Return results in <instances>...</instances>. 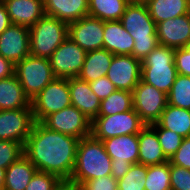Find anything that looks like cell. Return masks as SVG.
Returning a JSON list of instances; mask_svg holds the SVG:
<instances>
[{
    "label": "cell",
    "mask_w": 190,
    "mask_h": 190,
    "mask_svg": "<svg viewBox=\"0 0 190 190\" xmlns=\"http://www.w3.org/2000/svg\"><path fill=\"white\" fill-rule=\"evenodd\" d=\"M79 139L53 131L35 122L24 145V155L40 172L70 180L73 173Z\"/></svg>",
    "instance_id": "6da1fadb"
},
{
    "label": "cell",
    "mask_w": 190,
    "mask_h": 190,
    "mask_svg": "<svg viewBox=\"0 0 190 190\" xmlns=\"http://www.w3.org/2000/svg\"><path fill=\"white\" fill-rule=\"evenodd\" d=\"M111 165L112 159L105 151L101 140L92 135L81 138L70 180L80 186L90 179L111 175Z\"/></svg>",
    "instance_id": "7a4b0ae2"
},
{
    "label": "cell",
    "mask_w": 190,
    "mask_h": 190,
    "mask_svg": "<svg viewBox=\"0 0 190 190\" xmlns=\"http://www.w3.org/2000/svg\"><path fill=\"white\" fill-rule=\"evenodd\" d=\"M120 22L134 40L132 56L143 60L159 43L147 5L128 4Z\"/></svg>",
    "instance_id": "3957f363"
},
{
    "label": "cell",
    "mask_w": 190,
    "mask_h": 190,
    "mask_svg": "<svg viewBox=\"0 0 190 190\" xmlns=\"http://www.w3.org/2000/svg\"><path fill=\"white\" fill-rule=\"evenodd\" d=\"M175 49L158 44L141 60V81L169 94L177 76Z\"/></svg>",
    "instance_id": "277c9868"
},
{
    "label": "cell",
    "mask_w": 190,
    "mask_h": 190,
    "mask_svg": "<svg viewBox=\"0 0 190 190\" xmlns=\"http://www.w3.org/2000/svg\"><path fill=\"white\" fill-rule=\"evenodd\" d=\"M29 34L30 54L49 59L68 37V23L45 14L29 28Z\"/></svg>",
    "instance_id": "5b68a950"
},
{
    "label": "cell",
    "mask_w": 190,
    "mask_h": 190,
    "mask_svg": "<svg viewBox=\"0 0 190 190\" xmlns=\"http://www.w3.org/2000/svg\"><path fill=\"white\" fill-rule=\"evenodd\" d=\"M14 74L30 101L56 78L48 58L31 54L15 64Z\"/></svg>",
    "instance_id": "8992f818"
},
{
    "label": "cell",
    "mask_w": 190,
    "mask_h": 190,
    "mask_svg": "<svg viewBox=\"0 0 190 190\" xmlns=\"http://www.w3.org/2000/svg\"><path fill=\"white\" fill-rule=\"evenodd\" d=\"M145 126L133 108L114 115L97 116L91 123V135L102 141L115 136L138 134Z\"/></svg>",
    "instance_id": "52a82bcc"
},
{
    "label": "cell",
    "mask_w": 190,
    "mask_h": 190,
    "mask_svg": "<svg viewBox=\"0 0 190 190\" xmlns=\"http://www.w3.org/2000/svg\"><path fill=\"white\" fill-rule=\"evenodd\" d=\"M71 105L69 78H55L31 100L35 122Z\"/></svg>",
    "instance_id": "ba28073f"
},
{
    "label": "cell",
    "mask_w": 190,
    "mask_h": 190,
    "mask_svg": "<svg viewBox=\"0 0 190 190\" xmlns=\"http://www.w3.org/2000/svg\"><path fill=\"white\" fill-rule=\"evenodd\" d=\"M133 94V108L140 116V119L150 125L156 123L168 104L167 94L156 87L139 81Z\"/></svg>",
    "instance_id": "9c48e42d"
},
{
    "label": "cell",
    "mask_w": 190,
    "mask_h": 190,
    "mask_svg": "<svg viewBox=\"0 0 190 190\" xmlns=\"http://www.w3.org/2000/svg\"><path fill=\"white\" fill-rule=\"evenodd\" d=\"M41 123L48 129L81 138L91 135L92 121L73 105L51 113Z\"/></svg>",
    "instance_id": "30bf717a"
},
{
    "label": "cell",
    "mask_w": 190,
    "mask_h": 190,
    "mask_svg": "<svg viewBox=\"0 0 190 190\" xmlns=\"http://www.w3.org/2000/svg\"><path fill=\"white\" fill-rule=\"evenodd\" d=\"M86 53L68 36L49 58L54 76L67 79L78 77L84 64Z\"/></svg>",
    "instance_id": "8fae6325"
},
{
    "label": "cell",
    "mask_w": 190,
    "mask_h": 190,
    "mask_svg": "<svg viewBox=\"0 0 190 190\" xmlns=\"http://www.w3.org/2000/svg\"><path fill=\"white\" fill-rule=\"evenodd\" d=\"M35 123L32 107L0 110V140L26 143Z\"/></svg>",
    "instance_id": "7c38bea8"
},
{
    "label": "cell",
    "mask_w": 190,
    "mask_h": 190,
    "mask_svg": "<svg viewBox=\"0 0 190 190\" xmlns=\"http://www.w3.org/2000/svg\"><path fill=\"white\" fill-rule=\"evenodd\" d=\"M104 21L92 16H84L68 23V36L84 51L103 48Z\"/></svg>",
    "instance_id": "4fadbf2b"
},
{
    "label": "cell",
    "mask_w": 190,
    "mask_h": 190,
    "mask_svg": "<svg viewBox=\"0 0 190 190\" xmlns=\"http://www.w3.org/2000/svg\"><path fill=\"white\" fill-rule=\"evenodd\" d=\"M141 60L132 55H113L107 78L117 90L132 92L141 80Z\"/></svg>",
    "instance_id": "5bb4252c"
},
{
    "label": "cell",
    "mask_w": 190,
    "mask_h": 190,
    "mask_svg": "<svg viewBox=\"0 0 190 190\" xmlns=\"http://www.w3.org/2000/svg\"><path fill=\"white\" fill-rule=\"evenodd\" d=\"M30 54L29 28L11 24L0 34V55L14 65Z\"/></svg>",
    "instance_id": "9a60e30c"
},
{
    "label": "cell",
    "mask_w": 190,
    "mask_h": 190,
    "mask_svg": "<svg viewBox=\"0 0 190 190\" xmlns=\"http://www.w3.org/2000/svg\"><path fill=\"white\" fill-rule=\"evenodd\" d=\"M158 43L173 49L190 46V13L156 24Z\"/></svg>",
    "instance_id": "2e32d148"
},
{
    "label": "cell",
    "mask_w": 190,
    "mask_h": 190,
    "mask_svg": "<svg viewBox=\"0 0 190 190\" xmlns=\"http://www.w3.org/2000/svg\"><path fill=\"white\" fill-rule=\"evenodd\" d=\"M11 23L30 28L45 15L43 0H5Z\"/></svg>",
    "instance_id": "e0dca14e"
},
{
    "label": "cell",
    "mask_w": 190,
    "mask_h": 190,
    "mask_svg": "<svg viewBox=\"0 0 190 190\" xmlns=\"http://www.w3.org/2000/svg\"><path fill=\"white\" fill-rule=\"evenodd\" d=\"M71 104L93 121L100 110L101 100L93 93L88 82L78 77L69 78Z\"/></svg>",
    "instance_id": "ac0fdd59"
},
{
    "label": "cell",
    "mask_w": 190,
    "mask_h": 190,
    "mask_svg": "<svg viewBox=\"0 0 190 190\" xmlns=\"http://www.w3.org/2000/svg\"><path fill=\"white\" fill-rule=\"evenodd\" d=\"M103 48L113 55H132L133 37L120 20L104 21Z\"/></svg>",
    "instance_id": "d6986e66"
},
{
    "label": "cell",
    "mask_w": 190,
    "mask_h": 190,
    "mask_svg": "<svg viewBox=\"0 0 190 190\" xmlns=\"http://www.w3.org/2000/svg\"><path fill=\"white\" fill-rule=\"evenodd\" d=\"M102 143L112 161L124 162L126 160L131 164L138 163V134L115 136L102 140Z\"/></svg>",
    "instance_id": "ffe728a7"
},
{
    "label": "cell",
    "mask_w": 190,
    "mask_h": 190,
    "mask_svg": "<svg viewBox=\"0 0 190 190\" xmlns=\"http://www.w3.org/2000/svg\"><path fill=\"white\" fill-rule=\"evenodd\" d=\"M138 143L139 164L151 166L169 161L162 150L156 131L150 125H146L138 133Z\"/></svg>",
    "instance_id": "44dd1931"
},
{
    "label": "cell",
    "mask_w": 190,
    "mask_h": 190,
    "mask_svg": "<svg viewBox=\"0 0 190 190\" xmlns=\"http://www.w3.org/2000/svg\"><path fill=\"white\" fill-rule=\"evenodd\" d=\"M45 14L70 23L88 15V0H43Z\"/></svg>",
    "instance_id": "7402d4cb"
},
{
    "label": "cell",
    "mask_w": 190,
    "mask_h": 190,
    "mask_svg": "<svg viewBox=\"0 0 190 190\" xmlns=\"http://www.w3.org/2000/svg\"><path fill=\"white\" fill-rule=\"evenodd\" d=\"M31 107V101L24 93L16 75L0 79V110Z\"/></svg>",
    "instance_id": "603a6c76"
},
{
    "label": "cell",
    "mask_w": 190,
    "mask_h": 190,
    "mask_svg": "<svg viewBox=\"0 0 190 190\" xmlns=\"http://www.w3.org/2000/svg\"><path fill=\"white\" fill-rule=\"evenodd\" d=\"M112 58L113 54L104 48L88 51L78 78L89 83L106 76Z\"/></svg>",
    "instance_id": "cb8c5ba5"
},
{
    "label": "cell",
    "mask_w": 190,
    "mask_h": 190,
    "mask_svg": "<svg viewBox=\"0 0 190 190\" xmlns=\"http://www.w3.org/2000/svg\"><path fill=\"white\" fill-rule=\"evenodd\" d=\"M37 171L33 163L23 154L6 169L4 190H25Z\"/></svg>",
    "instance_id": "d4e9b609"
},
{
    "label": "cell",
    "mask_w": 190,
    "mask_h": 190,
    "mask_svg": "<svg viewBox=\"0 0 190 190\" xmlns=\"http://www.w3.org/2000/svg\"><path fill=\"white\" fill-rule=\"evenodd\" d=\"M146 5L156 24L190 13V0H150Z\"/></svg>",
    "instance_id": "484cf974"
},
{
    "label": "cell",
    "mask_w": 190,
    "mask_h": 190,
    "mask_svg": "<svg viewBox=\"0 0 190 190\" xmlns=\"http://www.w3.org/2000/svg\"><path fill=\"white\" fill-rule=\"evenodd\" d=\"M157 123L183 138L190 137V110L167 104Z\"/></svg>",
    "instance_id": "4316f807"
},
{
    "label": "cell",
    "mask_w": 190,
    "mask_h": 190,
    "mask_svg": "<svg viewBox=\"0 0 190 190\" xmlns=\"http://www.w3.org/2000/svg\"><path fill=\"white\" fill-rule=\"evenodd\" d=\"M127 0H88V15L102 21L120 20Z\"/></svg>",
    "instance_id": "83f0119b"
},
{
    "label": "cell",
    "mask_w": 190,
    "mask_h": 190,
    "mask_svg": "<svg viewBox=\"0 0 190 190\" xmlns=\"http://www.w3.org/2000/svg\"><path fill=\"white\" fill-rule=\"evenodd\" d=\"M133 109V94L125 90H116L107 98L101 100L97 116L114 115Z\"/></svg>",
    "instance_id": "f1b7e54d"
},
{
    "label": "cell",
    "mask_w": 190,
    "mask_h": 190,
    "mask_svg": "<svg viewBox=\"0 0 190 190\" xmlns=\"http://www.w3.org/2000/svg\"><path fill=\"white\" fill-rule=\"evenodd\" d=\"M145 190H171L169 161L147 166Z\"/></svg>",
    "instance_id": "f546056e"
},
{
    "label": "cell",
    "mask_w": 190,
    "mask_h": 190,
    "mask_svg": "<svg viewBox=\"0 0 190 190\" xmlns=\"http://www.w3.org/2000/svg\"><path fill=\"white\" fill-rule=\"evenodd\" d=\"M167 100L169 105L190 110V76L177 74Z\"/></svg>",
    "instance_id": "4dcf8cb0"
},
{
    "label": "cell",
    "mask_w": 190,
    "mask_h": 190,
    "mask_svg": "<svg viewBox=\"0 0 190 190\" xmlns=\"http://www.w3.org/2000/svg\"><path fill=\"white\" fill-rule=\"evenodd\" d=\"M147 166L132 164L130 170L118 180V190H145Z\"/></svg>",
    "instance_id": "1f68e13d"
},
{
    "label": "cell",
    "mask_w": 190,
    "mask_h": 190,
    "mask_svg": "<svg viewBox=\"0 0 190 190\" xmlns=\"http://www.w3.org/2000/svg\"><path fill=\"white\" fill-rule=\"evenodd\" d=\"M150 126L156 131L165 156L170 159L181 146L183 137L174 131L162 128L157 122L150 124Z\"/></svg>",
    "instance_id": "d6a6232c"
},
{
    "label": "cell",
    "mask_w": 190,
    "mask_h": 190,
    "mask_svg": "<svg viewBox=\"0 0 190 190\" xmlns=\"http://www.w3.org/2000/svg\"><path fill=\"white\" fill-rule=\"evenodd\" d=\"M24 154V146L11 140H0V168L7 169Z\"/></svg>",
    "instance_id": "836d02e7"
},
{
    "label": "cell",
    "mask_w": 190,
    "mask_h": 190,
    "mask_svg": "<svg viewBox=\"0 0 190 190\" xmlns=\"http://www.w3.org/2000/svg\"><path fill=\"white\" fill-rule=\"evenodd\" d=\"M60 181L56 175L37 171L25 190H53Z\"/></svg>",
    "instance_id": "e575fe53"
},
{
    "label": "cell",
    "mask_w": 190,
    "mask_h": 190,
    "mask_svg": "<svg viewBox=\"0 0 190 190\" xmlns=\"http://www.w3.org/2000/svg\"><path fill=\"white\" fill-rule=\"evenodd\" d=\"M171 190H190V170L170 164Z\"/></svg>",
    "instance_id": "d590c367"
},
{
    "label": "cell",
    "mask_w": 190,
    "mask_h": 190,
    "mask_svg": "<svg viewBox=\"0 0 190 190\" xmlns=\"http://www.w3.org/2000/svg\"><path fill=\"white\" fill-rule=\"evenodd\" d=\"M80 190H118V181L112 175L90 179L80 185Z\"/></svg>",
    "instance_id": "8d00e7d4"
},
{
    "label": "cell",
    "mask_w": 190,
    "mask_h": 190,
    "mask_svg": "<svg viewBox=\"0 0 190 190\" xmlns=\"http://www.w3.org/2000/svg\"><path fill=\"white\" fill-rule=\"evenodd\" d=\"M169 163L190 170V137L183 138L181 146L170 157Z\"/></svg>",
    "instance_id": "74e56055"
},
{
    "label": "cell",
    "mask_w": 190,
    "mask_h": 190,
    "mask_svg": "<svg viewBox=\"0 0 190 190\" xmlns=\"http://www.w3.org/2000/svg\"><path fill=\"white\" fill-rule=\"evenodd\" d=\"M174 63L178 74L190 76V46L175 49Z\"/></svg>",
    "instance_id": "f35d334b"
},
{
    "label": "cell",
    "mask_w": 190,
    "mask_h": 190,
    "mask_svg": "<svg viewBox=\"0 0 190 190\" xmlns=\"http://www.w3.org/2000/svg\"><path fill=\"white\" fill-rule=\"evenodd\" d=\"M89 85L99 100L107 98L111 93L117 90L114 84L107 78V76H103L97 80L91 81L89 82Z\"/></svg>",
    "instance_id": "ab89813d"
},
{
    "label": "cell",
    "mask_w": 190,
    "mask_h": 190,
    "mask_svg": "<svg viewBox=\"0 0 190 190\" xmlns=\"http://www.w3.org/2000/svg\"><path fill=\"white\" fill-rule=\"evenodd\" d=\"M131 166L132 164L126 160L124 162L112 161L111 175L118 181L130 170Z\"/></svg>",
    "instance_id": "60d3db41"
},
{
    "label": "cell",
    "mask_w": 190,
    "mask_h": 190,
    "mask_svg": "<svg viewBox=\"0 0 190 190\" xmlns=\"http://www.w3.org/2000/svg\"><path fill=\"white\" fill-rule=\"evenodd\" d=\"M15 65L0 55V79L8 78L14 74Z\"/></svg>",
    "instance_id": "b9f144b4"
},
{
    "label": "cell",
    "mask_w": 190,
    "mask_h": 190,
    "mask_svg": "<svg viewBox=\"0 0 190 190\" xmlns=\"http://www.w3.org/2000/svg\"><path fill=\"white\" fill-rule=\"evenodd\" d=\"M10 17L3 2H0V34L11 25Z\"/></svg>",
    "instance_id": "7bdbcfd3"
},
{
    "label": "cell",
    "mask_w": 190,
    "mask_h": 190,
    "mask_svg": "<svg viewBox=\"0 0 190 190\" xmlns=\"http://www.w3.org/2000/svg\"><path fill=\"white\" fill-rule=\"evenodd\" d=\"M53 190H80V186L71 180H61Z\"/></svg>",
    "instance_id": "ee69618b"
},
{
    "label": "cell",
    "mask_w": 190,
    "mask_h": 190,
    "mask_svg": "<svg viewBox=\"0 0 190 190\" xmlns=\"http://www.w3.org/2000/svg\"><path fill=\"white\" fill-rule=\"evenodd\" d=\"M6 169L0 168V190H4Z\"/></svg>",
    "instance_id": "f6af8a7d"
},
{
    "label": "cell",
    "mask_w": 190,
    "mask_h": 190,
    "mask_svg": "<svg viewBox=\"0 0 190 190\" xmlns=\"http://www.w3.org/2000/svg\"><path fill=\"white\" fill-rule=\"evenodd\" d=\"M129 4H147L150 0H127Z\"/></svg>",
    "instance_id": "bcb514c9"
}]
</instances>
